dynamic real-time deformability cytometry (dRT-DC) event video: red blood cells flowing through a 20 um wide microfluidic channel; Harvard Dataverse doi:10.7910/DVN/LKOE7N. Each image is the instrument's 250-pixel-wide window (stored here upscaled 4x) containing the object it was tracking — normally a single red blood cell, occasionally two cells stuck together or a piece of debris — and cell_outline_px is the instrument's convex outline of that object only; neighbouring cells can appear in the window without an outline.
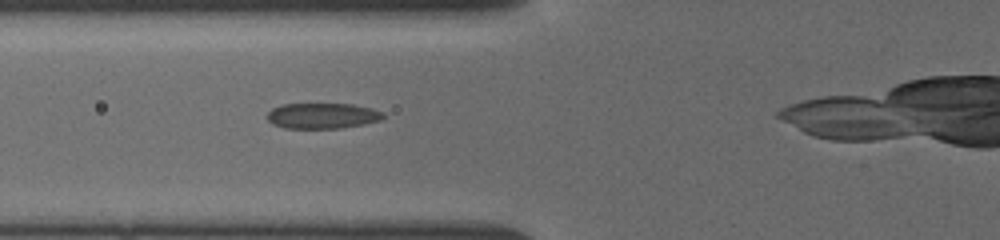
{"species": "common noctule bat (a hibernating species)", "species_latin": "Nyctalus noctula", "temperature_condition": "cold", "stored_images_in_passage": 7, "camera_frame_rate_fps": 3000, "um_per_image_px": 0.085, "animal": {"sex": "female", "body_mass_g": 19.5, "forearm_length_mm": 54.1}, "frame": {"image": 1, "passage_image": 7, "time_ms": 3.333, "image_size_px": [1000, 240], "cell_outline_px": [[384, 116], [380, 120], [364, 124], [340, 128], [284, 128], [272, 124], [268, 120], [268, 112], [272, 108], [284, 104], [352, 104], [372, 108], [384, 112]], "centroid_in_image_um": [27.41, 9.84], "position_along_channel_um": 98.4, "area_um2": 17.28}}